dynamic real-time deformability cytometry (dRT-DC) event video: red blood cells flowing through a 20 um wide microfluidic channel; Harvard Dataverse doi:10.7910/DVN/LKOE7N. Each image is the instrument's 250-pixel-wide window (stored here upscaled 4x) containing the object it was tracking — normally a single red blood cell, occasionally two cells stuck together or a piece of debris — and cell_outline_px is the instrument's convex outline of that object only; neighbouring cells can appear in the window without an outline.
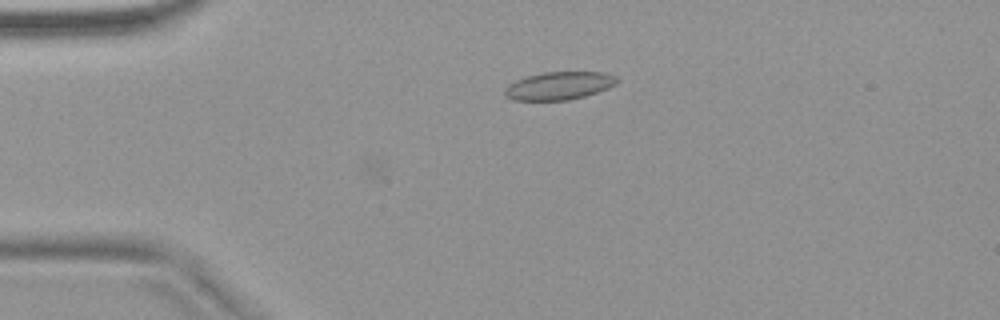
{"species": "common noctule bat (a hibernating species)", "species_latin": "Nyctalus noctula", "temperature_condition": "warm", "stored_images_in_passage": 7, "camera_frame_rate_fps": 3000, "um_per_image_px": 0.085, "animal": {"sex": "female", "body_mass_g": 18.4}, "frame": {"image": 1, "passage_image": 7, "time_ms": 2.0, "image_size_px": [1000, 320], "cell_outline_px": [[620, 80], [616, 84], [608, 88], [584, 96], [568, 100], [512, 100], [504, 96], [504, 88], [508, 84], [516, 80], [528, 76], [544, 72], [604, 72], [616, 76]], "centroid_in_image_um": [47.51, 7.29], "position_along_channel_um": 37.5, "area_um2": 18.32}}